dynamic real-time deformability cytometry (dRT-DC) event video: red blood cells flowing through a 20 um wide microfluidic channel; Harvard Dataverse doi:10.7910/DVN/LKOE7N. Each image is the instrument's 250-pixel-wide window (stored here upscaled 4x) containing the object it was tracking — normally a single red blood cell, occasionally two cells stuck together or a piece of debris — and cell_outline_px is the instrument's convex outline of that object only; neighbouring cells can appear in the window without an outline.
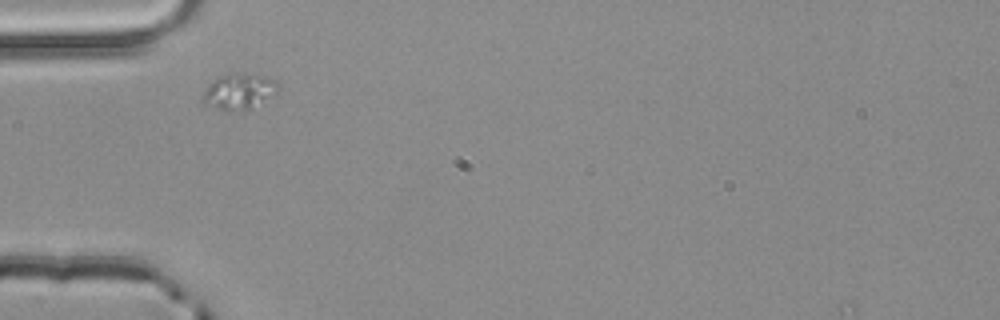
{"species": "common noctule bat (a hibernating species)", "species_latin": "Nyctalus noctula", "temperature_condition": "room temperature", "stored_images_in_passage": 1, "camera_frame_rate_fps": 3000, "um_per_image_px": 0.085, "animal": {"sex": "male", "body_mass_g": 20.4}, "frame": {"image": 1, "passage_image": 1, "time_ms": 0.0, "image_size_px": [1000, 320], "cell_outline_px": [[280, 88], [248, 108], [228, 112], [204, 104], [204, 92], [208, 84], [220, 76], [232, 72], [244, 72], [264, 76], [276, 80], [280, 84]], "centroid_in_image_um": [20.28, 7.72], "position_along_channel_um": 64.7, "area_um2": 15.32}}